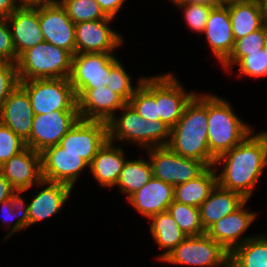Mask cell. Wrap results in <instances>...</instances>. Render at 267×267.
I'll return each mask as SVG.
<instances>
[{"mask_svg": "<svg viewBox=\"0 0 267 267\" xmlns=\"http://www.w3.org/2000/svg\"><path fill=\"white\" fill-rule=\"evenodd\" d=\"M0 61L17 63V54L7 18L0 17Z\"/></svg>", "mask_w": 267, "mask_h": 267, "instance_id": "41", "label": "cell"}, {"mask_svg": "<svg viewBox=\"0 0 267 267\" xmlns=\"http://www.w3.org/2000/svg\"><path fill=\"white\" fill-rule=\"evenodd\" d=\"M107 140V122L79 119L61 139L59 145L66 152L78 154L90 164Z\"/></svg>", "mask_w": 267, "mask_h": 267, "instance_id": "15", "label": "cell"}, {"mask_svg": "<svg viewBox=\"0 0 267 267\" xmlns=\"http://www.w3.org/2000/svg\"><path fill=\"white\" fill-rule=\"evenodd\" d=\"M173 201L174 186L155 177L127 199L133 208L148 219L167 211Z\"/></svg>", "mask_w": 267, "mask_h": 267, "instance_id": "21", "label": "cell"}, {"mask_svg": "<svg viewBox=\"0 0 267 267\" xmlns=\"http://www.w3.org/2000/svg\"><path fill=\"white\" fill-rule=\"evenodd\" d=\"M7 21L17 60L24 51L45 41L39 24V6L18 8L7 18Z\"/></svg>", "mask_w": 267, "mask_h": 267, "instance_id": "22", "label": "cell"}, {"mask_svg": "<svg viewBox=\"0 0 267 267\" xmlns=\"http://www.w3.org/2000/svg\"><path fill=\"white\" fill-rule=\"evenodd\" d=\"M120 111L107 122L108 141L130 142L140 149L167 146L170 128L163 121L145 120L128 103Z\"/></svg>", "mask_w": 267, "mask_h": 267, "instance_id": "4", "label": "cell"}, {"mask_svg": "<svg viewBox=\"0 0 267 267\" xmlns=\"http://www.w3.org/2000/svg\"><path fill=\"white\" fill-rule=\"evenodd\" d=\"M23 192L24 191L21 190L14 191L10 199H7L0 203V205L2 206L1 212L3 214L1 215L2 219L0 220V223H4L9 227L11 225L9 232H7L6 237H4V240L11 237V235L15 234L16 232L25 230L24 228L27 229L29 227L28 204H25V200L21 195V193ZM13 221L15 222L12 225L11 223Z\"/></svg>", "mask_w": 267, "mask_h": 267, "instance_id": "32", "label": "cell"}, {"mask_svg": "<svg viewBox=\"0 0 267 267\" xmlns=\"http://www.w3.org/2000/svg\"><path fill=\"white\" fill-rule=\"evenodd\" d=\"M128 104L145 120H158V103H156V75L144 77Z\"/></svg>", "mask_w": 267, "mask_h": 267, "instance_id": "31", "label": "cell"}, {"mask_svg": "<svg viewBox=\"0 0 267 267\" xmlns=\"http://www.w3.org/2000/svg\"><path fill=\"white\" fill-rule=\"evenodd\" d=\"M230 253L207 233L187 236L161 262L198 266L225 267L229 264Z\"/></svg>", "mask_w": 267, "mask_h": 267, "instance_id": "7", "label": "cell"}, {"mask_svg": "<svg viewBox=\"0 0 267 267\" xmlns=\"http://www.w3.org/2000/svg\"><path fill=\"white\" fill-rule=\"evenodd\" d=\"M237 64L241 75L255 78L267 76V52L264 48L242 57Z\"/></svg>", "mask_w": 267, "mask_h": 267, "instance_id": "38", "label": "cell"}, {"mask_svg": "<svg viewBox=\"0 0 267 267\" xmlns=\"http://www.w3.org/2000/svg\"><path fill=\"white\" fill-rule=\"evenodd\" d=\"M68 17L76 24L84 21L107 19L96 0H57Z\"/></svg>", "mask_w": 267, "mask_h": 267, "instance_id": "36", "label": "cell"}, {"mask_svg": "<svg viewBox=\"0 0 267 267\" xmlns=\"http://www.w3.org/2000/svg\"><path fill=\"white\" fill-rule=\"evenodd\" d=\"M79 119L78 110H56L48 114L34 115L26 146L42 152L47 147L58 145Z\"/></svg>", "mask_w": 267, "mask_h": 267, "instance_id": "9", "label": "cell"}, {"mask_svg": "<svg viewBox=\"0 0 267 267\" xmlns=\"http://www.w3.org/2000/svg\"><path fill=\"white\" fill-rule=\"evenodd\" d=\"M45 188L28 203L29 226L57 214L69 199L73 188L64 183L43 180Z\"/></svg>", "mask_w": 267, "mask_h": 267, "instance_id": "23", "label": "cell"}, {"mask_svg": "<svg viewBox=\"0 0 267 267\" xmlns=\"http://www.w3.org/2000/svg\"><path fill=\"white\" fill-rule=\"evenodd\" d=\"M178 8L183 9L185 23L195 33L202 34L206 27L209 13L213 6L197 3H175Z\"/></svg>", "mask_w": 267, "mask_h": 267, "instance_id": "37", "label": "cell"}, {"mask_svg": "<svg viewBox=\"0 0 267 267\" xmlns=\"http://www.w3.org/2000/svg\"><path fill=\"white\" fill-rule=\"evenodd\" d=\"M249 134L241 143L219 156L214 167L222 163V172L217 171L220 187L240 193L246 200L267 167V136L263 132Z\"/></svg>", "mask_w": 267, "mask_h": 267, "instance_id": "1", "label": "cell"}, {"mask_svg": "<svg viewBox=\"0 0 267 267\" xmlns=\"http://www.w3.org/2000/svg\"><path fill=\"white\" fill-rule=\"evenodd\" d=\"M73 55L43 41L24 51L17 60L19 81L33 79L69 78Z\"/></svg>", "mask_w": 267, "mask_h": 267, "instance_id": "5", "label": "cell"}, {"mask_svg": "<svg viewBox=\"0 0 267 267\" xmlns=\"http://www.w3.org/2000/svg\"><path fill=\"white\" fill-rule=\"evenodd\" d=\"M176 3H197L213 7L220 6L218 0H180L179 2Z\"/></svg>", "mask_w": 267, "mask_h": 267, "instance_id": "46", "label": "cell"}, {"mask_svg": "<svg viewBox=\"0 0 267 267\" xmlns=\"http://www.w3.org/2000/svg\"><path fill=\"white\" fill-rule=\"evenodd\" d=\"M123 150L107 140L89 164V172L101 187L112 188L117 184L127 160Z\"/></svg>", "mask_w": 267, "mask_h": 267, "instance_id": "24", "label": "cell"}, {"mask_svg": "<svg viewBox=\"0 0 267 267\" xmlns=\"http://www.w3.org/2000/svg\"><path fill=\"white\" fill-rule=\"evenodd\" d=\"M34 112L27 92L18 85L0 109V123L9 127L23 141L30 138Z\"/></svg>", "mask_w": 267, "mask_h": 267, "instance_id": "19", "label": "cell"}, {"mask_svg": "<svg viewBox=\"0 0 267 267\" xmlns=\"http://www.w3.org/2000/svg\"><path fill=\"white\" fill-rule=\"evenodd\" d=\"M208 146L216 160L241 143L254 130L234 113L222 97L207 93Z\"/></svg>", "mask_w": 267, "mask_h": 267, "instance_id": "3", "label": "cell"}, {"mask_svg": "<svg viewBox=\"0 0 267 267\" xmlns=\"http://www.w3.org/2000/svg\"><path fill=\"white\" fill-rule=\"evenodd\" d=\"M110 80L107 87L118 94L126 103L134 95L136 89L142 83L144 77H140L137 85L133 86L131 76L126 72L122 62L114 55L110 59Z\"/></svg>", "mask_w": 267, "mask_h": 267, "instance_id": "35", "label": "cell"}, {"mask_svg": "<svg viewBox=\"0 0 267 267\" xmlns=\"http://www.w3.org/2000/svg\"><path fill=\"white\" fill-rule=\"evenodd\" d=\"M247 201L248 200L234 212L219 219L206 231L211 238L218 242L229 253L236 247L245 243L248 239L254 237H242L257 216V213L247 209Z\"/></svg>", "mask_w": 267, "mask_h": 267, "instance_id": "18", "label": "cell"}, {"mask_svg": "<svg viewBox=\"0 0 267 267\" xmlns=\"http://www.w3.org/2000/svg\"><path fill=\"white\" fill-rule=\"evenodd\" d=\"M41 154L43 180L64 183L74 187L81 172L89 163L78 154L66 152L58 145L45 148Z\"/></svg>", "mask_w": 267, "mask_h": 267, "instance_id": "12", "label": "cell"}, {"mask_svg": "<svg viewBox=\"0 0 267 267\" xmlns=\"http://www.w3.org/2000/svg\"><path fill=\"white\" fill-rule=\"evenodd\" d=\"M173 4H175L176 2H179L180 0H170Z\"/></svg>", "mask_w": 267, "mask_h": 267, "instance_id": "50", "label": "cell"}, {"mask_svg": "<svg viewBox=\"0 0 267 267\" xmlns=\"http://www.w3.org/2000/svg\"><path fill=\"white\" fill-rule=\"evenodd\" d=\"M26 143L9 127L0 123V166L26 148Z\"/></svg>", "mask_w": 267, "mask_h": 267, "instance_id": "39", "label": "cell"}, {"mask_svg": "<svg viewBox=\"0 0 267 267\" xmlns=\"http://www.w3.org/2000/svg\"><path fill=\"white\" fill-rule=\"evenodd\" d=\"M107 17H116L126 0H96Z\"/></svg>", "mask_w": 267, "mask_h": 267, "instance_id": "42", "label": "cell"}, {"mask_svg": "<svg viewBox=\"0 0 267 267\" xmlns=\"http://www.w3.org/2000/svg\"><path fill=\"white\" fill-rule=\"evenodd\" d=\"M217 184L216 168L208 167L197 178L174 186V201L199 207Z\"/></svg>", "mask_w": 267, "mask_h": 267, "instance_id": "27", "label": "cell"}, {"mask_svg": "<svg viewBox=\"0 0 267 267\" xmlns=\"http://www.w3.org/2000/svg\"><path fill=\"white\" fill-rule=\"evenodd\" d=\"M267 37V22L258 30L251 32L243 38L236 39L230 56L221 64L227 72L244 56L259 52L264 48Z\"/></svg>", "mask_w": 267, "mask_h": 267, "instance_id": "33", "label": "cell"}, {"mask_svg": "<svg viewBox=\"0 0 267 267\" xmlns=\"http://www.w3.org/2000/svg\"><path fill=\"white\" fill-rule=\"evenodd\" d=\"M152 177V165L149 159L126 160L115 186H118L120 193L127 195L128 199Z\"/></svg>", "mask_w": 267, "mask_h": 267, "instance_id": "30", "label": "cell"}, {"mask_svg": "<svg viewBox=\"0 0 267 267\" xmlns=\"http://www.w3.org/2000/svg\"><path fill=\"white\" fill-rule=\"evenodd\" d=\"M146 150L152 165L153 177L172 186L193 180L208 168L203 162L178 155L168 146Z\"/></svg>", "mask_w": 267, "mask_h": 267, "instance_id": "8", "label": "cell"}, {"mask_svg": "<svg viewBox=\"0 0 267 267\" xmlns=\"http://www.w3.org/2000/svg\"><path fill=\"white\" fill-rule=\"evenodd\" d=\"M0 173L11 183L15 190L27 192L32 186H43L41 154L26 147L12 156L2 166Z\"/></svg>", "mask_w": 267, "mask_h": 267, "instance_id": "16", "label": "cell"}, {"mask_svg": "<svg viewBox=\"0 0 267 267\" xmlns=\"http://www.w3.org/2000/svg\"><path fill=\"white\" fill-rule=\"evenodd\" d=\"M240 1H244V0H218L220 5H227L230 3H235V2H240Z\"/></svg>", "mask_w": 267, "mask_h": 267, "instance_id": "48", "label": "cell"}, {"mask_svg": "<svg viewBox=\"0 0 267 267\" xmlns=\"http://www.w3.org/2000/svg\"><path fill=\"white\" fill-rule=\"evenodd\" d=\"M172 72L156 75V103L158 120L170 129L182 117L186 105L196 92H186L185 87Z\"/></svg>", "mask_w": 267, "mask_h": 267, "instance_id": "11", "label": "cell"}, {"mask_svg": "<svg viewBox=\"0 0 267 267\" xmlns=\"http://www.w3.org/2000/svg\"><path fill=\"white\" fill-rule=\"evenodd\" d=\"M264 49H265V50H266V52H267V37H266V40H265Z\"/></svg>", "mask_w": 267, "mask_h": 267, "instance_id": "49", "label": "cell"}, {"mask_svg": "<svg viewBox=\"0 0 267 267\" xmlns=\"http://www.w3.org/2000/svg\"><path fill=\"white\" fill-rule=\"evenodd\" d=\"M14 1L19 8H22V7H38L52 0H14Z\"/></svg>", "mask_w": 267, "mask_h": 267, "instance_id": "45", "label": "cell"}, {"mask_svg": "<svg viewBox=\"0 0 267 267\" xmlns=\"http://www.w3.org/2000/svg\"><path fill=\"white\" fill-rule=\"evenodd\" d=\"M260 4V8L263 11V15L265 17V20L267 22V0H258Z\"/></svg>", "mask_w": 267, "mask_h": 267, "instance_id": "47", "label": "cell"}, {"mask_svg": "<svg viewBox=\"0 0 267 267\" xmlns=\"http://www.w3.org/2000/svg\"><path fill=\"white\" fill-rule=\"evenodd\" d=\"M147 221L151 222L150 232L158 247L166 249L157 256V259L161 262L187 235L178 227L168 211L158 213Z\"/></svg>", "mask_w": 267, "mask_h": 267, "instance_id": "28", "label": "cell"}, {"mask_svg": "<svg viewBox=\"0 0 267 267\" xmlns=\"http://www.w3.org/2000/svg\"><path fill=\"white\" fill-rule=\"evenodd\" d=\"M77 108L81 120L108 122L126 102L109 87L79 89L76 92Z\"/></svg>", "mask_w": 267, "mask_h": 267, "instance_id": "17", "label": "cell"}, {"mask_svg": "<svg viewBox=\"0 0 267 267\" xmlns=\"http://www.w3.org/2000/svg\"><path fill=\"white\" fill-rule=\"evenodd\" d=\"M113 18L75 24L76 54L114 53L124 43L122 35L110 28Z\"/></svg>", "mask_w": 267, "mask_h": 267, "instance_id": "14", "label": "cell"}, {"mask_svg": "<svg viewBox=\"0 0 267 267\" xmlns=\"http://www.w3.org/2000/svg\"><path fill=\"white\" fill-rule=\"evenodd\" d=\"M232 267H267V234L255 235L231 253Z\"/></svg>", "mask_w": 267, "mask_h": 267, "instance_id": "29", "label": "cell"}, {"mask_svg": "<svg viewBox=\"0 0 267 267\" xmlns=\"http://www.w3.org/2000/svg\"><path fill=\"white\" fill-rule=\"evenodd\" d=\"M19 85L27 92L34 115L78 110L76 93L69 78L24 80Z\"/></svg>", "mask_w": 267, "mask_h": 267, "instance_id": "6", "label": "cell"}, {"mask_svg": "<svg viewBox=\"0 0 267 267\" xmlns=\"http://www.w3.org/2000/svg\"><path fill=\"white\" fill-rule=\"evenodd\" d=\"M225 267H232V265L229 263L227 266H225Z\"/></svg>", "mask_w": 267, "mask_h": 267, "instance_id": "51", "label": "cell"}, {"mask_svg": "<svg viewBox=\"0 0 267 267\" xmlns=\"http://www.w3.org/2000/svg\"><path fill=\"white\" fill-rule=\"evenodd\" d=\"M112 53H81L73 55L70 83L75 93L79 89H97L110 80Z\"/></svg>", "mask_w": 267, "mask_h": 267, "instance_id": "13", "label": "cell"}, {"mask_svg": "<svg viewBox=\"0 0 267 267\" xmlns=\"http://www.w3.org/2000/svg\"><path fill=\"white\" fill-rule=\"evenodd\" d=\"M14 191L11 183L0 173V203L10 199Z\"/></svg>", "mask_w": 267, "mask_h": 267, "instance_id": "43", "label": "cell"}, {"mask_svg": "<svg viewBox=\"0 0 267 267\" xmlns=\"http://www.w3.org/2000/svg\"><path fill=\"white\" fill-rule=\"evenodd\" d=\"M39 24L46 42L76 54L75 23L57 0L39 6Z\"/></svg>", "mask_w": 267, "mask_h": 267, "instance_id": "10", "label": "cell"}, {"mask_svg": "<svg viewBox=\"0 0 267 267\" xmlns=\"http://www.w3.org/2000/svg\"><path fill=\"white\" fill-rule=\"evenodd\" d=\"M167 146L178 155L214 166L208 146L207 94H198L186 105L182 117L170 129Z\"/></svg>", "mask_w": 267, "mask_h": 267, "instance_id": "2", "label": "cell"}, {"mask_svg": "<svg viewBox=\"0 0 267 267\" xmlns=\"http://www.w3.org/2000/svg\"><path fill=\"white\" fill-rule=\"evenodd\" d=\"M18 8L14 0H0V17L8 18Z\"/></svg>", "mask_w": 267, "mask_h": 267, "instance_id": "44", "label": "cell"}, {"mask_svg": "<svg viewBox=\"0 0 267 267\" xmlns=\"http://www.w3.org/2000/svg\"><path fill=\"white\" fill-rule=\"evenodd\" d=\"M19 83L17 65L11 62L0 61V109Z\"/></svg>", "mask_w": 267, "mask_h": 267, "instance_id": "40", "label": "cell"}, {"mask_svg": "<svg viewBox=\"0 0 267 267\" xmlns=\"http://www.w3.org/2000/svg\"><path fill=\"white\" fill-rule=\"evenodd\" d=\"M202 34L206 35L205 38L214 57L222 64L230 56L235 44L227 5L211 9Z\"/></svg>", "mask_w": 267, "mask_h": 267, "instance_id": "20", "label": "cell"}, {"mask_svg": "<svg viewBox=\"0 0 267 267\" xmlns=\"http://www.w3.org/2000/svg\"><path fill=\"white\" fill-rule=\"evenodd\" d=\"M167 211L187 236H199L206 233L201 223L198 207L173 201Z\"/></svg>", "mask_w": 267, "mask_h": 267, "instance_id": "34", "label": "cell"}, {"mask_svg": "<svg viewBox=\"0 0 267 267\" xmlns=\"http://www.w3.org/2000/svg\"><path fill=\"white\" fill-rule=\"evenodd\" d=\"M245 201L240 193L224 189L217 184L209 197L198 207L204 231L222 217L234 212Z\"/></svg>", "mask_w": 267, "mask_h": 267, "instance_id": "25", "label": "cell"}, {"mask_svg": "<svg viewBox=\"0 0 267 267\" xmlns=\"http://www.w3.org/2000/svg\"><path fill=\"white\" fill-rule=\"evenodd\" d=\"M227 6L234 40L260 29L266 23L258 0H244Z\"/></svg>", "mask_w": 267, "mask_h": 267, "instance_id": "26", "label": "cell"}]
</instances>
